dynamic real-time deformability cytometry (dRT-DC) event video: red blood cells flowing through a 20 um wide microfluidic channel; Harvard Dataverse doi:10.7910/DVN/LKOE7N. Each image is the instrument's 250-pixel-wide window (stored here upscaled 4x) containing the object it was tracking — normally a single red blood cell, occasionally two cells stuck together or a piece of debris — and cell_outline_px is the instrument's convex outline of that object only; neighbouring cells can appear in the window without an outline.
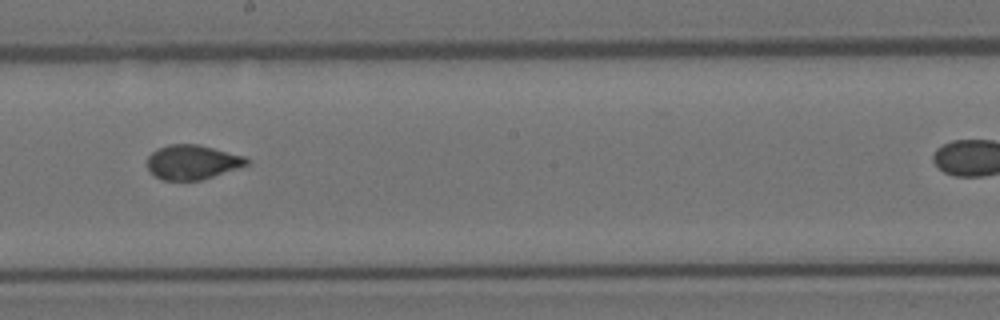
{"species": "Egyptian fruit bat (a non-hibernating species)", "species_latin": "Rousettus aegyptiacus", "temperature_condition": "room temperature", "stored_images_in_passage": 8, "camera_frame_rate_fps": 3000, "um_per_image_px": 0.085, "animal": {"sex": "female"}, "frame": {"image": 1, "passage_image": 6, "time_ms": 1.667, "image_size_px": [1000, 320], "cell_outline_px": [[252, 160], [248, 164], [200, 180], [160, 180], [148, 168], [148, 156], [156, 148], [168, 144], [200, 144], [244, 156]], "centroid_in_image_um": [16.34, 13.76], "position_along_channel_um": 231.9, "area_um2": 19.88}}